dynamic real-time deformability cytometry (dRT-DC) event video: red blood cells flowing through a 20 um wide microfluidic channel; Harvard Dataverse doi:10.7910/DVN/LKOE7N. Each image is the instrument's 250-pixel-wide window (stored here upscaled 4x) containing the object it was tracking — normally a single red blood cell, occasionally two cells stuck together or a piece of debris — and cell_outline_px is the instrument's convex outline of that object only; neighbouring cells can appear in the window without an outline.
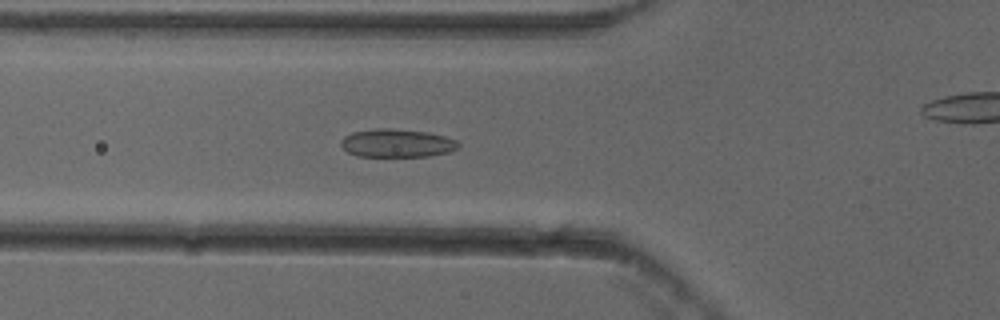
{"species": "common noctule bat (a hibernating species)", "species_latin": "Nyctalus noctula", "temperature_condition": "cold", "stored_images_in_passage": 55, "camera_frame_rate_fps": 3000, "um_per_image_px": 0.085, "animal": {"sex": "female"}, "frame": {"image": 1, "passage_image": 20, "time_ms": 6.333, "image_size_px": [1000, 320], "cell_outline_px": [[460, 148], [448, 152], [428, 156], [356, 156], [348, 152], [340, 144], [340, 140], [344, 136], [352, 132], [376, 128], [392, 128], [428, 132], [444, 136], [456, 140], [460, 144]], "centroid_in_image_um": [33.73, 12.16], "position_along_channel_um": 92.1, "area_um2": 19.42}}
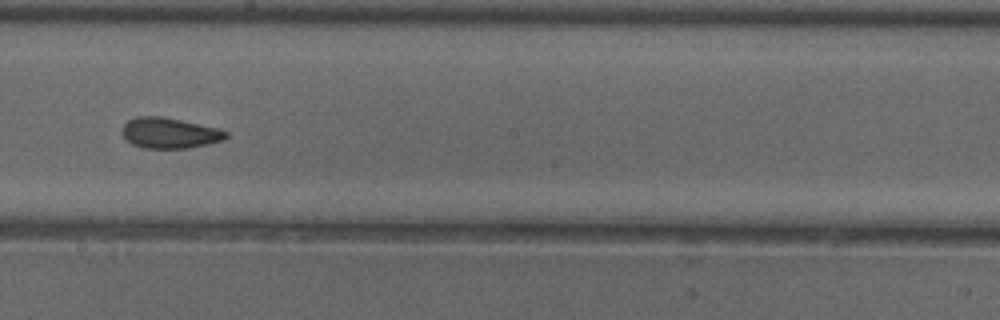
{"frame": {"image": 2, "passage_image": 31, "time_ms": 10.0, "image_size_px": [1000, 320], "cell_outline_px": [[228, 136], [224, 140], [208, 144], [188, 148], [144, 148], [132, 144], [124, 136], [124, 124], [128, 120], [136, 116], [160, 116], [220, 128], [228, 132]], "centroid_in_image_um": [14.46, 11.3], "position_along_channel_um": 233.7, "area_um2": 18.44}}
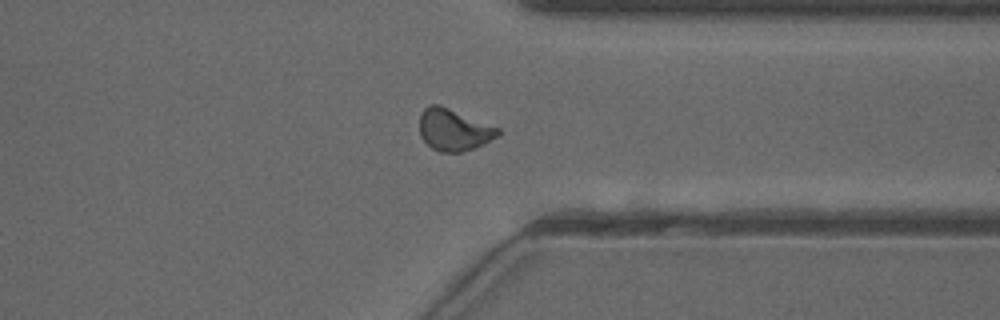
{"frame": {"image": 3, "passage_image": 42, "time_ms": 13.667, "image_size_px": [1000, 320], "cell_outline_px": [[500, 132], [496, 136], [484, 144], [460, 152], [440, 152], [432, 148], [420, 136], [420, 112], [428, 104], [440, 104], [500, 128]], "centroid_in_image_um": [38.54, 11.01], "position_along_channel_um": 372.9, "area_um2": 19.07}, "authors_computed_cell_mechanics": {"area_um2": 18.785, "velocity_mm_per_s": 3.8456, "shape_relaxation_time_tau1_ms": null, "shape_relaxation_time_tau2_ms": 1.3232, "deformation_change_tau1": null, "deformation_change_tau2": 0.0696}}